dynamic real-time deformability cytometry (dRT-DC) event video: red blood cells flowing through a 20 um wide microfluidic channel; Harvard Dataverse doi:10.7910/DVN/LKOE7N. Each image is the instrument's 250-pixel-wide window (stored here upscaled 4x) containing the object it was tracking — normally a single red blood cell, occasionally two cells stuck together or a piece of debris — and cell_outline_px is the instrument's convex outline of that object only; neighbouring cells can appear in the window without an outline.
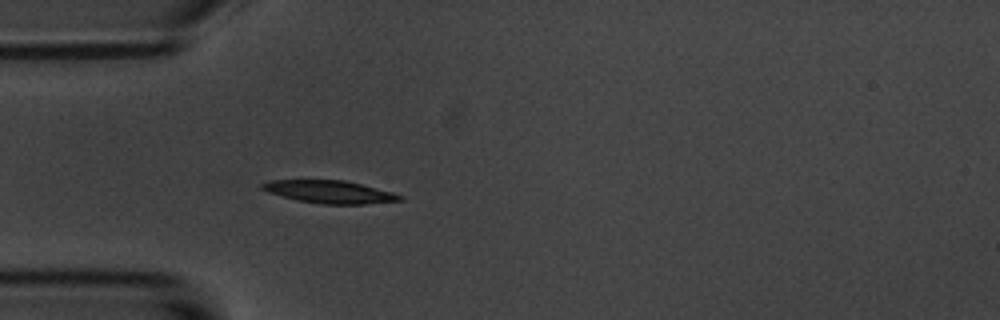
{"species": "common noctule bat (a hibernating species)", "species_latin": "Nyctalus noctula", "temperature_condition": "room temperature", "stored_images_in_passage": 4, "camera_frame_rate_fps": 3000, "um_per_image_px": 0.085, "animal": {"sex": "male", "body_mass_g": 20.1, "forearm_length_mm": 53.5}, "frame": {"image": 1, "passage_image": 4, "time_ms": 4.333, "image_size_px": [1000, 320], "cell_outline_px": [[404, 200], [364, 204], [320, 204], [296, 200], [268, 192], [260, 188], [260, 184], [272, 180], [344, 180], [392, 192], [404, 196]], "centroid_in_image_um": [28.01, 16.31], "position_along_channel_um": 57.0, "area_um2": 18.15}}